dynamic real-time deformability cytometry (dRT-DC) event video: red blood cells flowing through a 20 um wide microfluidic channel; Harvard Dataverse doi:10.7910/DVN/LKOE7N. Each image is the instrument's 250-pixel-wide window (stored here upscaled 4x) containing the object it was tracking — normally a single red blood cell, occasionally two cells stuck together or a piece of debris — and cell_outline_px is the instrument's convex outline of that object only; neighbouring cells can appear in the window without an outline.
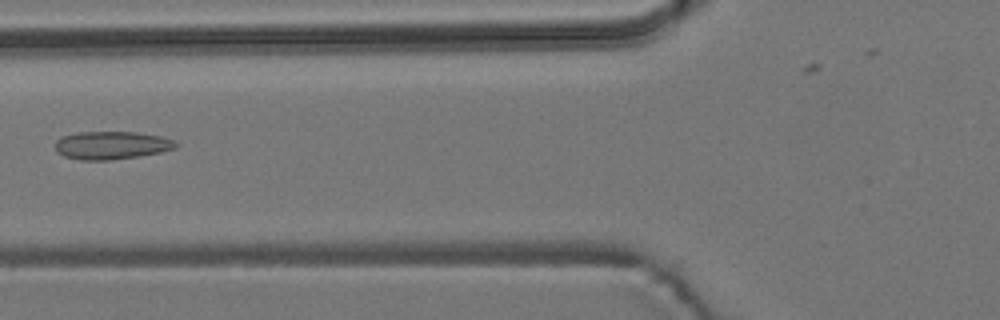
{"species": "common noctule bat (a hibernating species)", "species_latin": "Nyctalus noctula", "temperature_condition": "room temperature", "stored_images_in_passage": 7, "camera_frame_rate_fps": 3000, "um_per_image_px": 0.085, "animal": {"sex": "male", "body_mass_g": 19.2, "forearm_length_mm": 51.8}, "frame": {"image": 1, "passage_image": 6, "time_ms": 6.667, "image_size_px": [1000, 320], "cell_outline_px": [[180, 144], [176, 148], [160, 152], [140, 156], [112, 160], [80, 160], [64, 156], [56, 152], [56, 140], [60, 136], [76, 132], [136, 132], [160, 136], [172, 140]], "centroid_in_image_um": [9.46, 12.35], "position_along_channel_um": 116.3, "area_um2": 19.83}}